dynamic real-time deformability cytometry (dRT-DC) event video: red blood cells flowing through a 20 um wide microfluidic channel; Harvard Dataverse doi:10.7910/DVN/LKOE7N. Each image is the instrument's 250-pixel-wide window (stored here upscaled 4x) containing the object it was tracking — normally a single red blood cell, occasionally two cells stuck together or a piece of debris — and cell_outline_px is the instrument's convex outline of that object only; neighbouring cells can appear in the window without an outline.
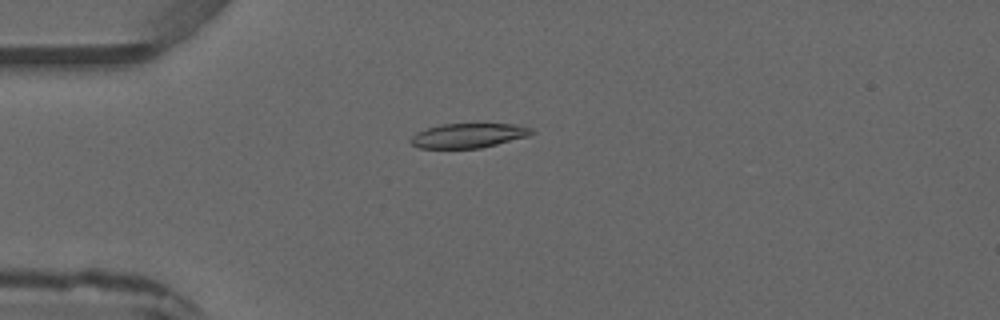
{"species": "common noctule bat (a hibernating species)", "species_latin": "Nyctalus noctula", "temperature_condition": "warm", "stored_images_in_passage": 4, "camera_frame_rate_fps": 3000, "um_per_image_px": 0.085, "animal": {"sex": "male", "forearm_length_mm": 52.5}, "frame": {"image": 1, "passage_image": 4, "time_ms": 3.333, "image_size_px": [1000, 320], "cell_outline_px": [[536, 132], [528, 136], [480, 148], [420, 148], [412, 144], [408, 140], [416, 132], [440, 124], [512, 124], [532, 128]], "centroid_in_image_um": [39.8, 11.52], "position_along_channel_um": 45.2, "area_um2": 17.17}}